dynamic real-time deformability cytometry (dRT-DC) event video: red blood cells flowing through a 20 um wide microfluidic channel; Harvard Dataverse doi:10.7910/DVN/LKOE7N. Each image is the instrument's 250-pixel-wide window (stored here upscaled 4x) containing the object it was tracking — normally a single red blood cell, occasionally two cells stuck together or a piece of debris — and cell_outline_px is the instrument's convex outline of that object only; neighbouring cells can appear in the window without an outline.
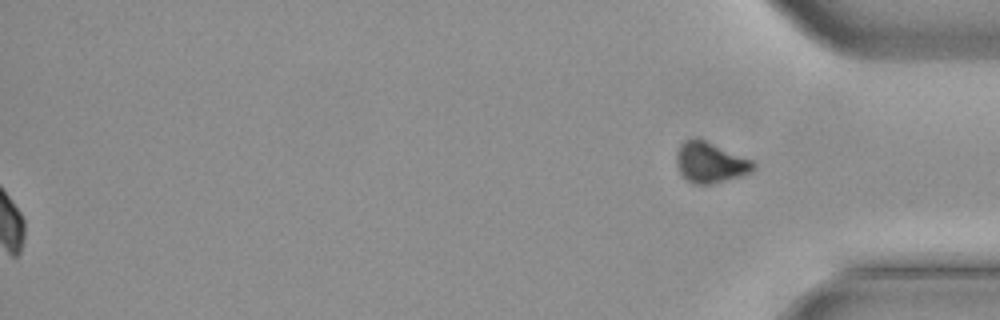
{"species": "common noctule bat (a hibernating species)", "species_latin": "Nyctalus noctula", "temperature_condition": "cold", "stored_images_in_passage": 50, "segment_of_instrument_passage": [2, 2], "camera_frame_rate_fps": 3000, "um_per_image_px": 0.085, "animal": {"sex": "male", "body_mass_g": 21.5, "forearm_length_mm": 52.0}, "frame": {"image": 1, "passage_image": 50, "time_ms": 16.333, "image_size_px": [1000, 320], "cell_outline_px": [[756, 168], [752, 172], [740, 176], [712, 184], [692, 184], [680, 172], [676, 164], [676, 152], [680, 144], [684, 140], [692, 136], [696, 136], [752, 160], [756, 164]], "centroid_in_image_um": [60.36, 13.78], "position_along_channel_um": 374.8, "area_um2": 18.44}}